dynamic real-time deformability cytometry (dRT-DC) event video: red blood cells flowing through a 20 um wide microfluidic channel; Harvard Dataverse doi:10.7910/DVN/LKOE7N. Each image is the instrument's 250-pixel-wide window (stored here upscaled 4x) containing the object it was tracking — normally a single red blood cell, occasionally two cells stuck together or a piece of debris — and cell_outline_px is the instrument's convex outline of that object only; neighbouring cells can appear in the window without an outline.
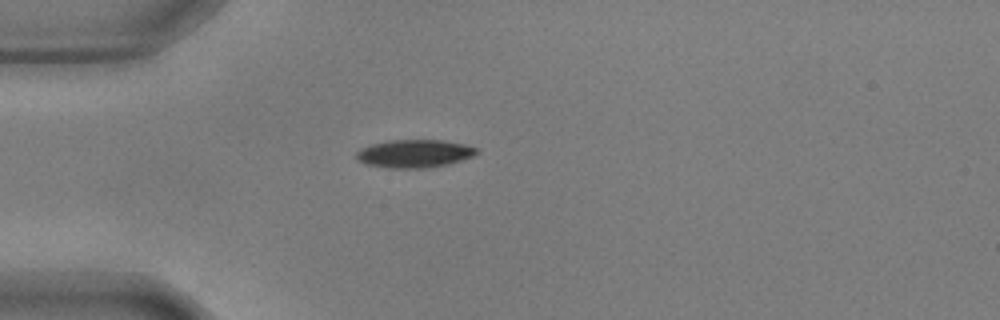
{"species": "common noctule bat (a hibernating species)", "species_latin": "Nyctalus noctula", "temperature_condition": "warm", "stored_images_in_passage": 5, "camera_frame_rate_fps": 3000, "um_per_image_px": 0.085, "animal": {"sex": "male", "body_mass_g": 17.9, "forearm_length_mm": 54.2}, "frame": {"image": 1, "passage_image": 1, "time_ms": 0.0, "image_size_px": [1000, 320], "cell_outline_px": [[480, 152], [472, 156], [448, 164], [432, 168], [384, 168], [364, 164], [356, 160], [356, 152], [360, 148], [372, 144], [388, 140], [444, 140], [464, 144], [476, 148]], "centroid_in_image_um": [35.18, 13.06], "position_along_channel_um": 49.8, "area_um2": 19.88}}